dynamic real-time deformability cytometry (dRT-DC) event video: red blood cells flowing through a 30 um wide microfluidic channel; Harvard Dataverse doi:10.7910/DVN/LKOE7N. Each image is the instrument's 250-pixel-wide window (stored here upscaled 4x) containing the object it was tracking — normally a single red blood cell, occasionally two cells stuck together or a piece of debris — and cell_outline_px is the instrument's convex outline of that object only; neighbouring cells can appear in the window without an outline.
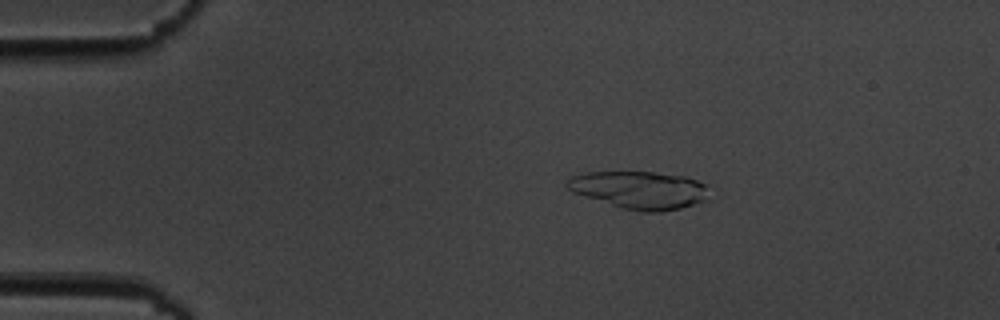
{"species": "common noctule bat (a hibernating species)", "species_latin": "Nyctalus noctula", "temperature_condition": "cold", "stored_images_in_passage": 7, "camera_frame_rate_fps": 3000, "um_per_image_px": 0.085, "animal": {"sex": "male", "body_mass_g": 19.5, "forearm_length_mm": 54.6}, "frame": {"image": 1, "passage_image": 3, "time_ms": 2.333, "image_size_px": [1000, 320], "cell_outline_px": [[704, 200], [680, 208], [660, 212], [640, 212], [624, 208], [572, 192], [564, 184], [572, 176], [584, 172], [652, 172], [684, 176], [696, 180], [704, 184]], "centroid_in_image_um": [54.29, 16.14], "position_along_channel_um": 30.7, "area_um2": 30.46}}
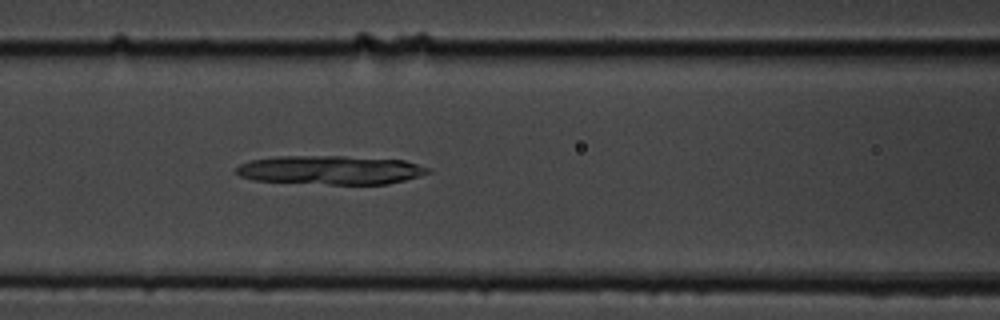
{"frame": {"image": 2, "passage_image": 7, "time_ms": 7.0, "image_size_px": [1000, 320], "cell_outline_px": [[432, 172], [420, 176], [388, 184], [332, 184], [252, 180], [240, 176], [236, 172], [236, 168], [240, 164], [252, 160], [276, 156], [344, 156], [404, 160], [428, 168]], "centroid_in_image_um": [28.1, 14.45], "position_along_channel_um": 138.5, "area_um2": 32.08}}